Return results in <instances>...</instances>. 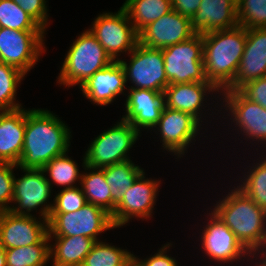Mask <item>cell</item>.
Here are the masks:
<instances>
[{
    "label": "cell",
    "mask_w": 266,
    "mask_h": 266,
    "mask_svg": "<svg viewBox=\"0 0 266 266\" xmlns=\"http://www.w3.org/2000/svg\"><path fill=\"white\" fill-rule=\"evenodd\" d=\"M201 1L202 0H172V9L192 19L198 11Z\"/></svg>",
    "instance_id": "cell-40"
},
{
    "label": "cell",
    "mask_w": 266,
    "mask_h": 266,
    "mask_svg": "<svg viewBox=\"0 0 266 266\" xmlns=\"http://www.w3.org/2000/svg\"><path fill=\"white\" fill-rule=\"evenodd\" d=\"M197 34L224 30L238 24L236 0H202L198 11L191 19Z\"/></svg>",
    "instance_id": "cell-22"
},
{
    "label": "cell",
    "mask_w": 266,
    "mask_h": 266,
    "mask_svg": "<svg viewBox=\"0 0 266 266\" xmlns=\"http://www.w3.org/2000/svg\"><path fill=\"white\" fill-rule=\"evenodd\" d=\"M111 62L113 60L103 46L87 29L71 44L56 81L59 85L63 84L66 87L78 84L80 86Z\"/></svg>",
    "instance_id": "cell-4"
},
{
    "label": "cell",
    "mask_w": 266,
    "mask_h": 266,
    "mask_svg": "<svg viewBox=\"0 0 266 266\" xmlns=\"http://www.w3.org/2000/svg\"><path fill=\"white\" fill-rule=\"evenodd\" d=\"M223 96H222V95ZM224 109L229 113L234 128L240 131L247 141H258L266 145V109L260 104L245 98L238 90L221 91ZM225 104V105H224Z\"/></svg>",
    "instance_id": "cell-12"
},
{
    "label": "cell",
    "mask_w": 266,
    "mask_h": 266,
    "mask_svg": "<svg viewBox=\"0 0 266 266\" xmlns=\"http://www.w3.org/2000/svg\"><path fill=\"white\" fill-rule=\"evenodd\" d=\"M125 101V115L122 119L129 122L139 133L140 129H153L160 119L165 106L164 94L148 89H128Z\"/></svg>",
    "instance_id": "cell-19"
},
{
    "label": "cell",
    "mask_w": 266,
    "mask_h": 266,
    "mask_svg": "<svg viewBox=\"0 0 266 266\" xmlns=\"http://www.w3.org/2000/svg\"><path fill=\"white\" fill-rule=\"evenodd\" d=\"M102 169L106 182L110 186L111 198L116 204L144 172V169L135 165L130 159Z\"/></svg>",
    "instance_id": "cell-27"
},
{
    "label": "cell",
    "mask_w": 266,
    "mask_h": 266,
    "mask_svg": "<svg viewBox=\"0 0 266 266\" xmlns=\"http://www.w3.org/2000/svg\"><path fill=\"white\" fill-rule=\"evenodd\" d=\"M114 228L111 215L91 203L75 212L51 213L48 219L49 237L84 236L96 242L99 234Z\"/></svg>",
    "instance_id": "cell-6"
},
{
    "label": "cell",
    "mask_w": 266,
    "mask_h": 266,
    "mask_svg": "<svg viewBox=\"0 0 266 266\" xmlns=\"http://www.w3.org/2000/svg\"><path fill=\"white\" fill-rule=\"evenodd\" d=\"M214 91L220 94V91L210 82L169 84L163 92L164 104L170 109L188 113L202 123V109L207 107L203 103H207L206 99L209 97L207 93L213 94Z\"/></svg>",
    "instance_id": "cell-21"
},
{
    "label": "cell",
    "mask_w": 266,
    "mask_h": 266,
    "mask_svg": "<svg viewBox=\"0 0 266 266\" xmlns=\"http://www.w3.org/2000/svg\"><path fill=\"white\" fill-rule=\"evenodd\" d=\"M0 266H6L5 248L0 244Z\"/></svg>",
    "instance_id": "cell-42"
},
{
    "label": "cell",
    "mask_w": 266,
    "mask_h": 266,
    "mask_svg": "<svg viewBox=\"0 0 266 266\" xmlns=\"http://www.w3.org/2000/svg\"><path fill=\"white\" fill-rule=\"evenodd\" d=\"M127 266H137L133 261H131Z\"/></svg>",
    "instance_id": "cell-43"
},
{
    "label": "cell",
    "mask_w": 266,
    "mask_h": 266,
    "mask_svg": "<svg viewBox=\"0 0 266 266\" xmlns=\"http://www.w3.org/2000/svg\"><path fill=\"white\" fill-rule=\"evenodd\" d=\"M162 54L169 84L208 82L204 72L202 34L163 48Z\"/></svg>",
    "instance_id": "cell-7"
},
{
    "label": "cell",
    "mask_w": 266,
    "mask_h": 266,
    "mask_svg": "<svg viewBox=\"0 0 266 266\" xmlns=\"http://www.w3.org/2000/svg\"><path fill=\"white\" fill-rule=\"evenodd\" d=\"M48 233V221L43 218L0 212V244L5 249L38 244Z\"/></svg>",
    "instance_id": "cell-17"
},
{
    "label": "cell",
    "mask_w": 266,
    "mask_h": 266,
    "mask_svg": "<svg viewBox=\"0 0 266 266\" xmlns=\"http://www.w3.org/2000/svg\"><path fill=\"white\" fill-rule=\"evenodd\" d=\"M49 235L40 243L5 249L6 266H46L50 261Z\"/></svg>",
    "instance_id": "cell-28"
},
{
    "label": "cell",
    "mask_w": 266,
    "mask_h": 266,
    "mask_svg": "<svg viewBox=\"0 0 266 266\" xmlns=\"http://www.w3.org/2000/svg\"><path fill=\"white\" fill-rule=\"evenodd\" d=\"M202 124L192 115L164 106L160 119L153 127L157 129L161 138L163 150L174 153L178 158L185 155V151L200 133Z\"/></svg>",
    "instance_id": "cell-14"
},
{
    "label": "cell",
    "mask_w": 266,
    "mask_h": 266,
    "mask_svg": "<svg viewBox=\"0 0 266 266\" xmlns=\"http://www.w3.org/2000/svg\"><path fill=\"white\" fill-rule=\"evenodd\" d=\"M71 131L56 114L26 109L24 143L18 168L43 169L54 157L69 152Z\"/></svg>",
    "instance_id": "cell-1"
},
{
    "label": "cell",
    "mask_w": 266,
    "mask_h": 266,
    "mask_svg": "<svg viewBox=\"0 0 266 266\" xmlns=\"http://www.w3.org/2000/svg\"><path fill=\"white\" fill-rule=\"evenodd\" d=\"M51 213L75 212L86 203V197L81 187L63 188L55 195Z\"/></svg>",
    "instance_id": "cell-35"
},
{
    "label": "cell",
    "mask_w": 266,
    "mask_h": 266,
    "mask_svg": "<svg viewBox=\"0 0 266 266\" xmlns=\"http://www.w3.org/2000/svg\"><path fill=\"white\" fill-rule=\"evenodd\" d=\"M170 245L172 247L170 242L166 243L153 256L151 255V257H147L143 260L132 254V261L137 266H178L177 260L166 254L168 252L167 249L170 248Z\"/></svg>",
    "instance_id": "cell-39"
},
{
    "label": "cell",
    "mask_w": 266,
    "mask_h": 266,
    "mask_svg": "<svg viewBox=\"0 0 266 266\" xmlns=\"http://www.w3.org/2000/svg\"><path fill=\"white\" fill-rule=\"evenodd\" d=\"M132 254L126 249L96 241L82 266H127L132 261Z\"/></svg>",
    "instance_id": "cell-31"
},
{
    "label": "cell",
    "mask_w": 266,
    "mask_h": 266,
    "mask_svg": "<svg viewBox=\"0 0 266 266\" xmlns=\"http://www.w3.org/2000/svg\"><path fill=\"white\" fill-rule=\"evenodd\" d=\"M20 8L33 18L45 31L48 27L46 0H13Z\"/></svg>",
    "instance_id": "cell-37"
},
{
    "label": "cell",
    "mask_w": 266,
    "mask_h": 266,
    "mask_svg": "<svg viewBox=\"0 0 266 266\" xmlns=\"http://www.w3.org/2000/svg\"><path fill=\"white\" fill-rule=\"evenodd\" d=\"M84 97L100 106L111 104L121 94L126 95V78L123 66L113 61L97 71L79 86Z\"/></svg>",
    "instance_id": "cell-20"
},
{
    "label": "cell",
    "mask_w": 266,
    "mask_h": 266,
    "mask_svg": "<svg viewBox=\"0 0 266 266\" xmlns=\"http://www.w3.org/2000/svg\"><path fill=\"white\" fill-rule=\"evenodd\" d=\"M43 171L49 173L50 179L47 177V180L51 187H53L52 182L64 188L76 187L75 182H81L82 174L78 169V164L67 153L54 157L44 166Z\"/></svg>",
    "instance_id": "cell-30"
},
{
    "label": "cell",
    "mask_w": 266,
    "mask_h": 266,
    "mask_svg": "<svg viewBox=\"0 0 266 266\" xmlns=\"http://www.w3.org/2000/svg\"><path fill=\"white\" fill-rule=\"evenodd\" d=\"M129 56V63L119 59L126 83L128 80L133 83L129 89H148L163 93L169 81L165 74L162 49H152L138 43Z\"/></svg>",
    "instance_id": "cell-9"
},
{
    "label": "cell",
    "mask_w": 266,
    "mask_h": 266,
    "mask_svg": "<svg viewBox=\"0 0 266 266\" xmlns=\"http://www.w3.org/2000/svg\"><path fill=\"white\" fill-rule=\"evenodd\" d=\"M25 128V108L0 111V162L19 163Z\"/></svg>",
    "instance_id": "cell-23"
},
{
    "label": "cell",
    "mask_w": 266,
    "mask_h": 266,
    "mask_svg": "<svg viewBox=\"0 0 266 266\" xmlns=\"http://www.w3.org/2000/svg\"><path fill=\"white\" fill-rule=\"evenodd\" d=\"M25 74L5 63L0 62V111H12L23 108L16 103V91L24 80Z\"/></svg>",
    "instance_id": "cell-32"
},
{
    "label": "cell",
    "mask_w": 266,
    "mask_h": 266,
    "mask_svg": "<svg viewBox=\"0 0 266 266\" xmlns=\"http://www.w3.org/2000/svg\"><path fill=\"white\" fill-rule=\"evenodd\" d=\"M237 17L245 29L266 28V0H238Z\"/></svg>",
    "instance_id": "cell-34"
},
{
    "label": "cell",
    "mask_w": 266,
    "mask_h": 266,
    "mask_svg": "<svg viewBox=\"0 0 266 266\" xmlns=\"http://www.w3.org/2000/svg\"><path fill=\"white\" fill-rule=\"evenodd\" d=\"M140 134L129 122L121 118L117 124L91 142L85 152V165L104 168L129 160V151Z\"/></svg>",
    "instance_id": "cell-5"
},
{
    "label": "cell",
    "mask_w": 266,
    "mask_h": 266,
    "mask_svg": "<svg viewBox=\"0 0 266 266\" xmlns=\"http://www.w3.org/2000/svg\"><path fill=\"white\" fill-rule=\"evenodd\" d=\"M52 266H60V265L54 264V263L52 262Z\"/></svg>",
    "instance_id": "cell-44"
},
{
    "label": "cell",
    "mask_w": 266,
    "mask_h": 266,
    "mask_svg": "<svg viewBox=\"0 0 266 266\" xmlns=\"http://www.w3.org/2000/svg\"><path fill=\"white\" fill-rule=\"evenodd\" d=\"M0 27L19 31H45L13 0H0Z\"/></svg>",
    "instance_id": "cell-33"
},
{
    "label": "cell",
    "mask_w": 266,
    "mask_h": 266,
    "mask_svg": "<svg viewBox=\"0 0 266 266\" xmlns=\"http://www.w3.org/2000/svg\"><path fill=\"white\" fill-rule=\"evenodd\" d=\"M21 178L14 177L13 198L10 211L17 215H32L30 212L41 210L40 217L47 220L53 209L49 202L52 187L43 169H24ZM41 206V208H39Z\"/></svg>",
    "instance_id": "cell-10"
},
{
    "label": "cell",
    "mask_w": 266,
    "mask_h": 266,
    "mask_svg": "<svg viewBox=\"0 0 266 266\" xmlns=\"http://www.w3.org/2000/svg\"><path fill=\"white\" fill-rule=\"evenodd\" d=\"M18 166L13 163L0 162V211L11 209L13 198L14 169ZM10 206H9V205Z\"/></svg>",
    "instance_id": "cell-36"
},
{
    "label": "cell",
    "mask_w": 266,
    "mask_h": 266,
    "mask_svg": "<svg viewBox=\"0 0 266 266\" xmlns=\"http://www.w3.org/2000/svg\"><path fill=\"white\" fill-rule=\"evenodd\" d=\"M266 76V28L247 29L244 53L233 82L224 90H238L247 82Z\"/></svg>",
    "instance_id": "cell-18"
},
{
    "label": "cell",
    "mask_w": 266,
    "mask_h": 266,
    "mask_svg": "<svg viewBox=\"0 0 266 266\" xmlns=\"http://www.w3.org/2000/svg\"><path fill=\"white\" fill-rule=\"evenodd\" d=\"M50 260L60 266H82L95 241L84 236L49 237Z\"/></svg>",
    "instance_id": "cell-24"
},
{
    "label": "cell",
    "mask_w": 266,
    "mask_h": 266,
    "mask_svg": "<svg viewBox=\"0 0 266 266\" xmlns=\"http://www.w3.org/2000/svg\"><path fill=\"white\" fill-rule=\"evenodd\" d=\"M205 77L218 90L224 91L234 80L244 53L247 29L237 25L202 34Z\"/></svg>",
    "instance_id": "cell-2"
},
{
    "label": "cell",
    "mask_w": 266,
    "mask_h": 266,
    "mask_svg": "<svg viewBox=\"0 0 266 266\" xmlns=\"http://www.w3.org/2000/svg\"><path fill=\"white\" fill-rule=\"evenodd\" d=\"M138 34L141 45L152 49H163L189 40L197 33L193 30L189 17L172 10L148 24Z\"/></svg>",
    "instance_id": "cell-16"
},
{
    "label": "cell",
    "mask_w": 266,
    "mask_h": 266,
    "mask_svg": "<svg viewBox=\"0 0 266 266\" xmlns=\"http://www.w3.org/2000/svg\"><path fill=\"white\" fill-rule=\"evenodd\" d=\"M238 91L247 99L266 109V76L242 85Z\"/></svg>",
    "instance_id": "cell-38"
},
{
    "label": "cell",
    "mask_w": 266,
    "mask_h": 266,
    "mask_svg": "<svg viewBox=\"0 0 266 266\" xmlns=\"http://www.w3.org/2000/svg\"><path fill=\"white\" fill-rule=\"evenodd\" d=\"M89 30L113 61H119L121 53L129 54L139 43V34L122 7L114 14L98 15Z\"/></svg>",
    "instance_id": "cell-8"
},
{
    "label": "cell",
    "mask_w": 266,
    "mask_h": 266,
    "mask_svg": "<svg viewBox=\"0 0 266 266\" xmlns=\"http://www.w3.org/2000/svg\"><path fill=\"white\" fill-rule=\"evenodd\" d=\"M258 252V253H257ZM259 253H260V255L262 256L261 258H260V260H258L259 262H255V264L257 265V266H266V241H264L255 251H254V253L252 254V257H260V255H259ZM256 254H257V256H256ZM259 255V256H258ZM262 260V261H261Z\"/></svg>",
    "instance_id": "cell-41"
},
{
    "label": "cell",
    "mask_w": 266,
    "mask_h": 266,
    "mask_svg": "<svg viewBox=\"0 0 266 266\" xmlns=\"http://www.w3.org/2000/svg\"><path fill=\"white\" fill-rule=\"evenodd\" d=\"M82 166L86 173H82L79 186L84 192L87 203L98 206L112 215L116 203L111 198L110 186L106 182L104 170L85 165V157H83Z\"/></svg>",
    "instance_id": "cell-25"
},
{
    "label": "cell",
    "mask_w": 266,
    "mask_h": 266,
    "mask_svg": "<svg viewBox=\"0 0 266 266\" xmlns=\"http://www.w3.org/2000/svg\"><path fill=\"white\" fill-rule=\"evenodd\" d=\"M161 180L146 178L143 172L116 204L111 215L115 228L123 227L132 218H152Z\"/></svg>",
    "instance_id": "cell-13"
},
{
    "label": "cell",
    "mask_w": 266,
    "mask_h": 266,
    "mask_svg": "<svg viewBox=\"0 0 266 266\" xmlns=\"http://www.w3.org/2000/svg\"><path fill=\"white\" fill-rule=\"evenodd\" d=\"M263 156L261 160L249 166L251 168L245 172L243 179H240L241 184L237 183V187L266 211V155Z\"/></svg>",
    "instance_id": "cell-29"
},
{
    "label": "cell",
    "mask_w": 266,
    "mask_h": 266,
    "mask_svg": "<svg viewBox=\"0 0 266 266\" xmlns=\"http://www.w3.org/2000/svg\"><path fill=\"white\" fill-rule=\"evenodd\" d=\"M216 202L212 212L253 254L266 239V211L235 186Z\"/></svg>",
    "instance_id": "cell-3"
},
{
    "label": "cell",
    "mask_w": 266,
    "mask_h": 266,
    "mask_svg": "<svg viewBox=\"0 0 266 266\" xmlns=\"http://www.w3.org/2000/svg\"><path fill=\"white\" fill-rule=\"evenodd\" d=\"M45 31H19L0 27V62L25 75L45 52Z\"/></svg>",
    "instance_id": "cell-11"
},
{
    "label": "cell",
    "mask_w": 266,
    "mask_h": 266,
    "mask_svg": "<svg viewBox=\"0 0 266 266\" xmlns=\"http://www.w3.org/2000/svg\"><path fill=\"white\" fill-rule=\"evenodd\" d=\"M121 7L138 33L173 10L172 0H126Z\"/></svg>",
    "instance_id": "cell-26"
},
{
    "label": "cell",
    "mask_w": 266,
    "mask_h": 266,
    "mask_svg": "<svg viewBox=\"0 0 266 266\" xmlns=\"http://www.w3.org/2000/svg\"><path fill=\"white\" fill-rule=\"evenodd\" d=\"M209 222L201 235V248L204 253L218 263H232L248 259L251 253L241 244L236 235L211 211Z\"/></svg>",
    "instance_id": "cell-15"
}]
</instances>
